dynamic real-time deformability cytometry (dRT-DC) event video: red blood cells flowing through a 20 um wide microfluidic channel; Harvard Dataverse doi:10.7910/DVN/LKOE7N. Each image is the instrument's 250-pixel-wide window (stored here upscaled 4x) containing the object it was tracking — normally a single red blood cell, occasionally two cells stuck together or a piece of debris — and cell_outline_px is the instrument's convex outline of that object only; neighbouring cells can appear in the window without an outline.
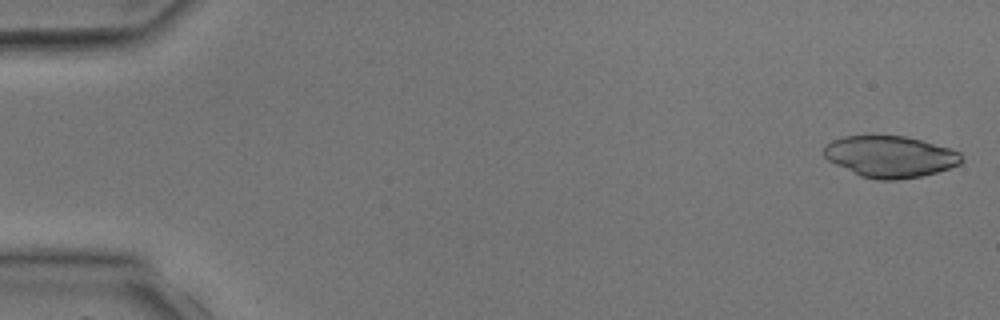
{"species": "common noctule bat (a hibernating species)", "species_latin": "Nyctalus noctula", "temperature_condition": "room temperature", "stored_images_in_passage": 5, "camera_frame_rate_fps": 3000, "um_per_image_px": 0.085, "animal": {"sex": "male", "body_mass_g": 17.9, "forearm_length_mm": 54.2}, "frame": {"image": 1, "passage_image": 1, "time_ms": 0.0, "image_size_px": [1000, 320], "cell_outline_px": [[964, 160], [960, 164], [936, 172], [920, 176], [900, 180], [876, 180], [860, 176], [828, 160], [824, 156], [824, 148], [832, 140], [844, 136], [904, 136], [920, 140], [948, 148], [960, 152]], "centroid_in_image_um": [75.66, 13.32], "position_along_channel_um": 9.3, "area_um2": 33.0}}